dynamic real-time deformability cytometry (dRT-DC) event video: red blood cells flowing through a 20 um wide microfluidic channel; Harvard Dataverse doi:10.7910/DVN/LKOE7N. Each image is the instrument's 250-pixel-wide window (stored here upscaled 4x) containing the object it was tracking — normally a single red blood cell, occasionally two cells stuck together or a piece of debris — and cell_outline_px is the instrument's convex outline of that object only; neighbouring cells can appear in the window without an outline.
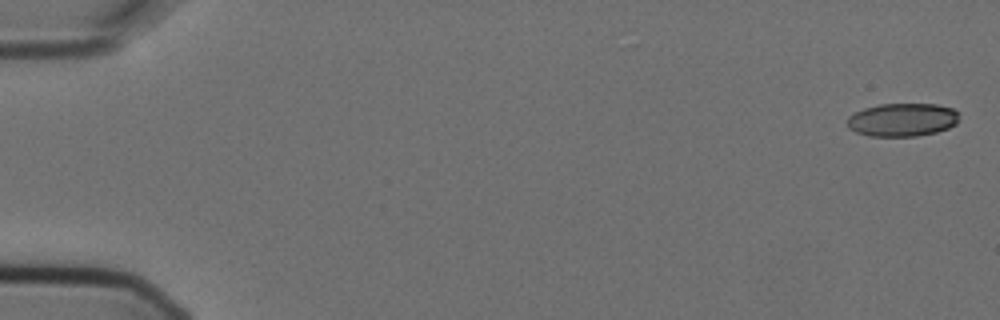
{"species": "Egyptian fruit bat (a non-hibernating species)", "species_latin": "Rousettus aegyptiacus", "temperature_condition": "cold", "stored_images_in_passage": 6, "camera_frame_rate_fps": 3000, "um_per_image_px": 0.085, "animal": {"sex": "female"}, "frame": {"image": 1, "passage_image": 1, "time_ms": 0.0, "image_size_px": [1000, 320], "cell_outline_px": [[960, 112], [956, 124], [948, 128], [936, 132], [916, 136], [868, 136], [856, 132], [848, 128], [848, 116], [864, 108], [880, 104], [936, 104], [952, 108]], "centroid_in_image_um": [76.71, 10.18], "position_along_channel_um": 8.3, "area_um2": 21.73}}
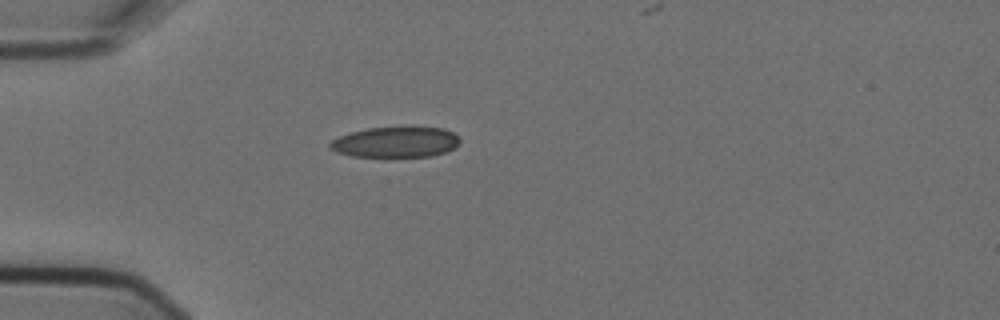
{"frame": {"image": 2, "passage_image": 4, "time_ms": 1.0, "image_size_px": [1000, 320], "cell_outline_px": [[460, 144], [444, 152], [432, 156], [352, 156], [336, 152], [328, 148], [328, 144], [332, 140], [340, 136], [352, 132], [368, 128], [408, 124], [444, 128], [452, 132], [460, 140]], "centroid_in_image_um": [33.64, 12.03], "position_along_channel_um": 51.4, "area_um2": 23.81}}